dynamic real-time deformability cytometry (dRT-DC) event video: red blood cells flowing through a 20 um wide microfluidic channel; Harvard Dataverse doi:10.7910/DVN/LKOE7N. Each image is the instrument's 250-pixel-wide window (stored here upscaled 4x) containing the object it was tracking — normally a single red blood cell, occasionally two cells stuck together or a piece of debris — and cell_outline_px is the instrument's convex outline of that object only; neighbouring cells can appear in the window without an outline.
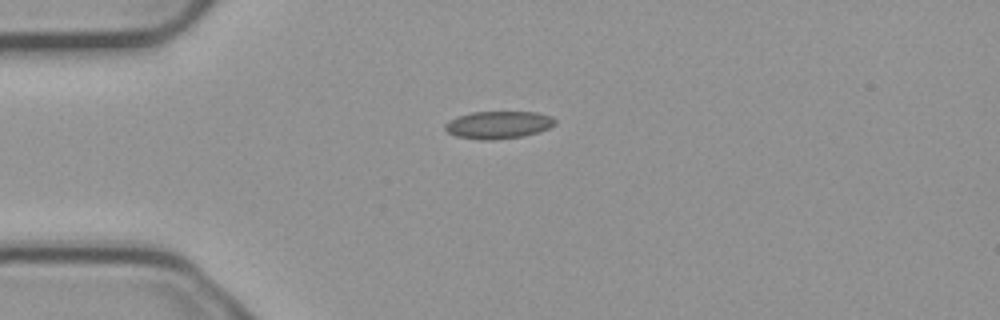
{"species": "common noctule bat (a hibernating species)", "species_latin": "Nyctalus noctula", "temperature_condition": "cold", "stored_images_in_passage": 1, "camera_frame_rate_fps": 3000, "um_per_image_px": 0.085, "animal": {"sex": "male", "body_mass_g": 23.1, "forearm_length_mm": 52.7}, "frame": {"image": 1, "passage_image": 1, "time_ms": 0.0, "image_size_px": [1000, 320], "cell_outline_px": [[556, 124], [548, 128], [524, 136], [492, 140], [480, 140], [456, 136], [448, 132], [444, 128], [444, 124], [448, 120], [456, 116], [472, 112], [536, 112], [552, 116], [556, 120]], "centroid_in_image_um": [42.33, 10.61], "position_along_channel_um": 42.7, "area_um2": 17.74}}